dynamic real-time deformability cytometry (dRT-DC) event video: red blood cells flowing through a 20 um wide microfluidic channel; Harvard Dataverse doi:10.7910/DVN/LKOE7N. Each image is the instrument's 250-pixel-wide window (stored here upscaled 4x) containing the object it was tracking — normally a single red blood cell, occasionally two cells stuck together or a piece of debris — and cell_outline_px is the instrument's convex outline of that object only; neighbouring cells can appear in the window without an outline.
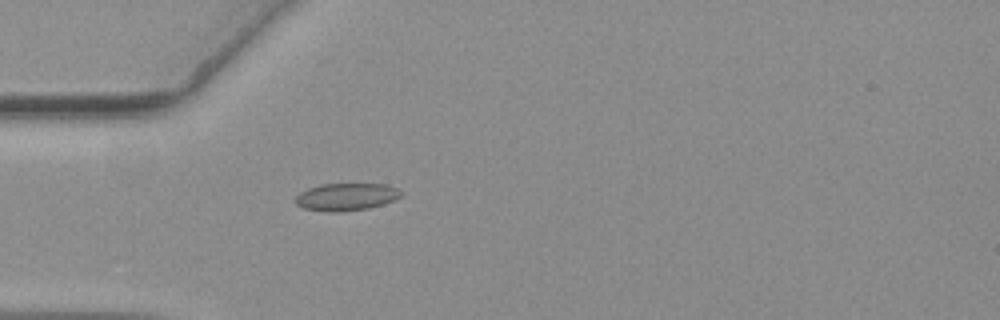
{"species": "common noctule bat (a hibernating species)", "species_latin": "Nyctalus noctula", "temperature_condition": "warm", "stored_images_in_passage": 45, "camera_frame_rate_fps": 3000, "um_per_image_px": 0.085, "animal": {"sex": "female", "body_mass_g": 19.3, "forearm_length_mm": 54.1}, "frame": {"image": 1, "passage_image": 5, "time_ms": 1.333, "image_size_px": [1000, 320], "cell_outline_px": [[404, 192], [396, 200], [384, 204], [368, 208], [340, 212], [328, 212], [304, 208], [296, 204], [296, 196], [300, 192], [308, 188], [320, 184], [388, 184]], "centroid_in_image_um": [29.46, 16.73], "position_along_channel_um": 55.5, "area_um2": 16.99}}
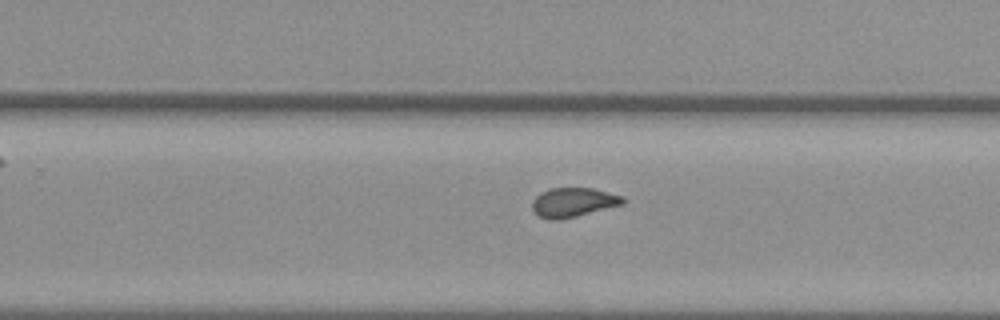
{"frame": {"image": 2, "passage_image": 24, "time_ms": 7.667, "image_size_px": [1000, 320], "cell_outline_px": [[624, 204], [576, 216], [556, 220], [548, 220], [540, 216], [532, 208], [532, 200], [540, 192], [548, 188], [592, 188], [624, 196]], "centroid_in_image_um": [48.71, 17.19], "position_along_channel_um": 281.1, "area_um2": 15.43}}
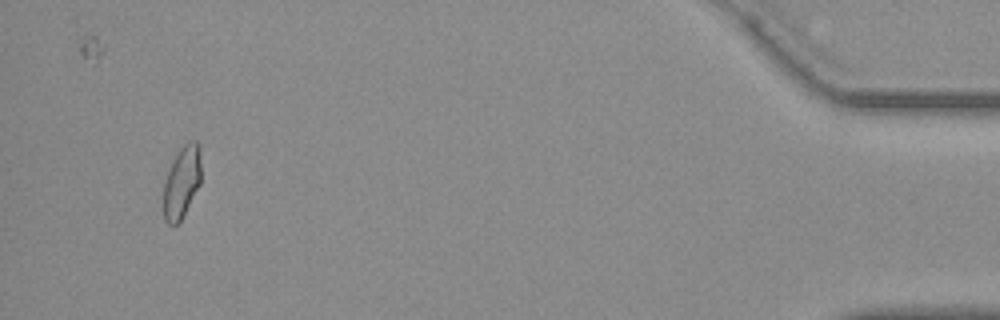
{"frame": {"image": 3, "passage_image": 42, "time_ms": 13.667, "image_size_px": [1000, 320], "cell_outline_px": [[200, 184], [180, 220], [176, 224], [168, 224], [164, 220], [164, 184], [168, 172], [180, 148], [184, 144], [192, 140], [196, 140], [200, 148]], "centroid_in_image_um": [15.46, 15.46], "position_along_channel_um": 419.7, "area_um2": 15.32}, "authors_computed_cell_mechanics": {"area_um2": 15.7216, "velocity_mm_per_s": 3.6496, "shape_relaxation_time_tau1_ms": null, "shape_relaxation_time_tau2_ms": 1.673, "deformation_change_tau1": null, "deformation_change_tau2": 0.0587}}